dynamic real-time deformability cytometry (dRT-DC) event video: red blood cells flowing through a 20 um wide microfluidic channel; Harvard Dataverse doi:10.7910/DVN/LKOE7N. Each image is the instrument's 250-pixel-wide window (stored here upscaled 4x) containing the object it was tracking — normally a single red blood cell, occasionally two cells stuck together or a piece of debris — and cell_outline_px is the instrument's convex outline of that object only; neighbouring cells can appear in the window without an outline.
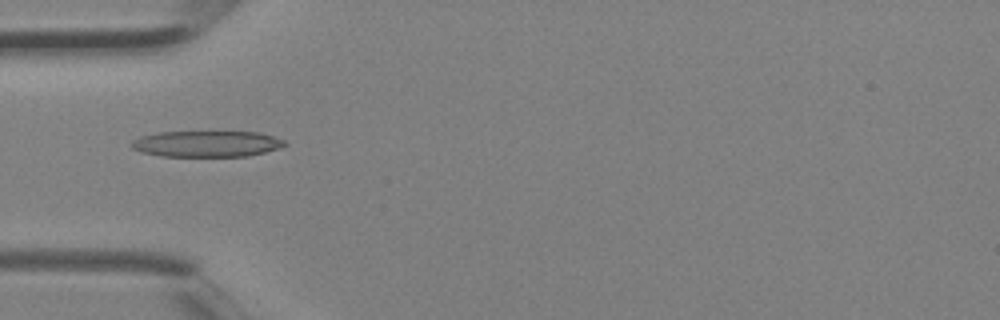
{"species": "Egyptian fruit bat (a non-hibernating species)", "species_latin": "Rousettus aegyptiacus", "temperature_condition": "room temperature", "stored_images_in_passage": 3, "camera_frame_rate_fps": 3000, "um_per_image_px": 0.085, "animal": {"sex": "female"}, "frame": {"image": 1, "passage_image": 3, "time_ms": 0.667, "image_size_px": [1000, 320], "cell_outline_px": [[288, 144], [280, 148], [248, 156], [160, 156], [144, 152], [132, 148], [128, 144], [132, 140], [140, 136], [160, 132], [256, 132], [272, 136], [284, 140]], "centroid_in_image_um": [17.55, 12.22], "position_along_channel_um": 67.4, "area_um2": 23.24}}